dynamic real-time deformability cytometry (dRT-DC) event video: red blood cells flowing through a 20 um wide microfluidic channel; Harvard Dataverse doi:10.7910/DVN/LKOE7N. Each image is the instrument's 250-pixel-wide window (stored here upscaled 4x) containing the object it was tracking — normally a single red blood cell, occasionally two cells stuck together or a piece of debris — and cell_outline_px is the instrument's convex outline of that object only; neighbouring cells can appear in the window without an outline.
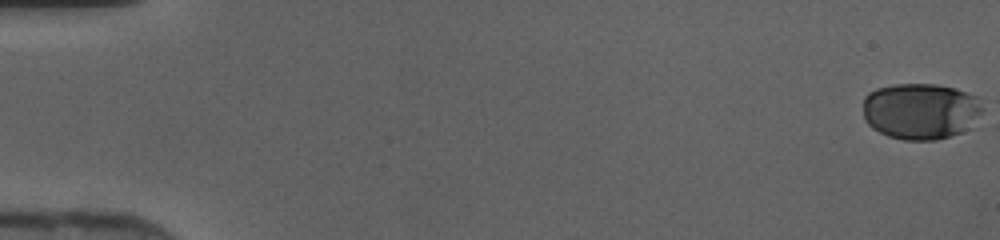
{"species": "human", "species_latin": "Homo sapiens", "temperature_condition": "cold", "stored_images_in_passage": 47, "camera_frame_rate_fps": 3000, "um_per_image_px": 0.085, "donor": {"sex": "female"}, "frame": {"image": 1, "passage_image": 1, "time_ms": 0.0, "image_size_px": [1000, 240], "cell_outline_px": [[984, 108], [972, 128], [936, 140], [904, 140], [888, 136], [872, 128], [864, 120], [864, 96], [868, 92], [876, 88], [896, 84], [936, 84], [956, 88], [976, 96]], "centroid_in_image_um": [78.26, 9.44], "position_along_channel_um": 6.7, "area_um2": 39.59}}
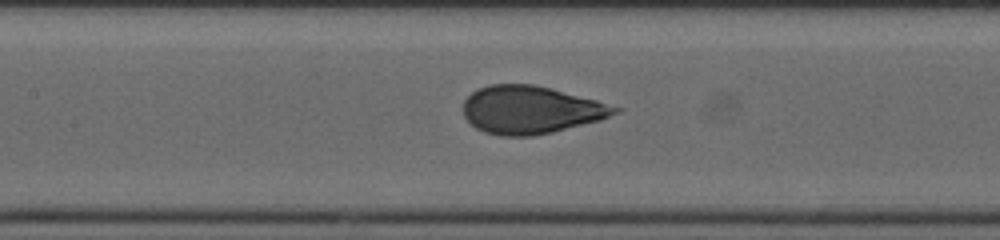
{"frame": {"image": 2, "passage_image": 23, "time_ms": 7.333, "image_size_px": [1000, 240], "cell_outline_px": [[624, 108], [620, 112], [600, 120], [552, 132], [532, 136], [500, 136], [484, 132], [476, 128], [464, 116], [464, 100], [472, 92], [480, 88], [492, 84], [532, 84], [596, 100]], "centroid_in_image_um": [45.12, 9.34], "position_along_channel_um": 162.3, "area_um2": 41.96}}
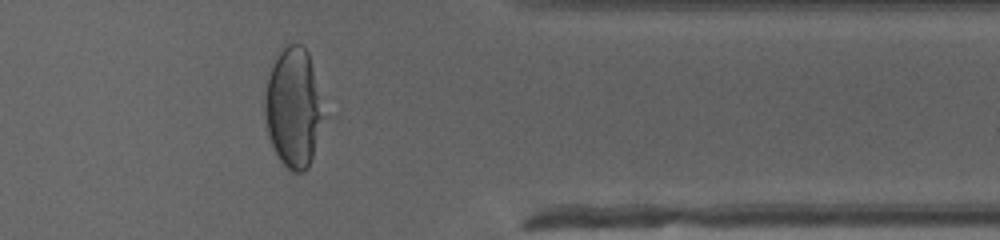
{"frame": {"image": 3, "passage_image": 39, "time_ms": 12.667, "image_size_px": [1000, 240], "cell_outline_px": [[324, 116], [312, 156], [308, 168], [304, 172], [292, 172], [280, 160], [272, 144], [268, 132], [264, 112], [264, 92], [272, 68], [280, 52], [288, 44], [304, 44], [308, 52]], "centroid_in_image_um": [24.92, 9.17], "position_along_channel_um": 386.5, "area_um2": 39.94}}